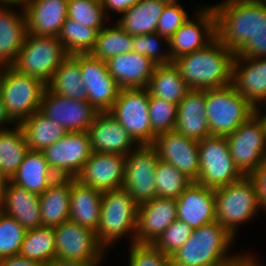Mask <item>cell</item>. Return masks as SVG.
<instances>
[{
    "mask_svg": "<svg viewBox=\"0 0 266 266\" xmlns=\"http://www.w3.org/2000/svg\"><path fill=\"white\" fill-rule=\"evenodd\" d=\"M37 262L20 255L4 257L0 259V266H35Z\"/></svg>",
    "mask_w": 266,
    "mask_h": 266,
    "instance_id": "cell-51",
    "label": "cell"
},
{
    "mask_svg": "<svg viewBox=\"0 0 266 266\" xmlns=\"http://www.w3.org/2000/svg\"><path fill=\"white\" fill-rule=\"evenodd\" d=\"M67 56L58 37L28 33L12 67L19 73L36 77L48 84Z\"/></svg>",
    "mask_w": 266,
    "mask_h": 266,
    "instance_id": "cell-8",
    "label": "cell"
},
{
    "mask_svg": "<svg viewBox=\"0 0 266 266\" xmlns=\"http://www.w3.org/2000/svg\"><path fill=\"white\" fill-rule=\"evenodd\" d=\"M41 152L57 177L76 178L92 153L89 134L68 132Z\"/></svg>",
    "mask_w": 266,
    "mask_h": 266,
    "instance_id": "cell-13",
    "label": "cell"
},
{
    "mask_svg": "<svg viewBox=\"0 0 266 266\" xmlns=\"http://www.w3.org/2000/svg\"><path fill=\"white\" fill-rule=\"evenodd\" d=\"M47 88L60 96L88 102V94L82 81L79 54L68 55L56 69Z\"/></svg>",
    "mask_w": 266,
    "mask_h": 266,
    "instance_id": "cell-33",
    "label": "cell"
},
{
    "mask_svg": "<svg viewBox=\"0 0 266 266\" xmlns=\"http://www.w3.org/2000/svg\"><path fill=\"white\" fill-rule=\"evenodd\" d=\"M82 81L88 94V102L99 112H109L118 96L120 87L109 74L106 61L91 53L79 54Z\"/></svg>",
    "mask_w": 266,
    "mask_h": 266,
    "instance_id": "cell-17",
    "label": "cell"
},
{
    "mask_svg": "<svg viewBox=\"0 0 266 266\" xmlns=\"http://www.w3.org/2000/svg\"><path fill=\"white\" fill-rule=\"evenodd\" d=\"M53 227L40 226L27 230L19 255L37 263H50L55 258Z\"/></svg>",
    "mask_w": 266,
    "mask_h": 266,
    "instance_id": "cell-37",
    "label": "cell"
},
{
    "mask_svg": "<svg viewBox=\"0 0 266 266\" xmlns=\"http://www.w3.org/2000/svg\"><path fill=\"white\" fill-rule=\"evenodd\" d=\"M104 9L105 15L108 17L109 11L123 14L131 8L138 0H100ZM107 10V11H106Z\"/></svg>",
    "mask_w": 266,
    "mask_h": 266,
    "instance_id": "cell-50",
    "label": "cell"
},
{
    "mask_svg": "<svg viewBox=\"0 0 266 266\" xmlns=\"http://www.w3.org/2000/svg\"><path fill=\"white\" fill-rule=\"evenodd\" d=\"M225 266H261L259 261L255 260V258L251 255L242 253L235 261L227 264Z\"/></svg>",
    "mask_w": 266,
    "mask_h": 266,
    "instance_id": "cell-52",
    "label": "cell"
},
{
    "mask_svg": "<svg viewBox=\"0 0 266 266\" xmlns=\"http://www.w3.org/2000/svg\"><path fill=\"white\" fill-rule=\"evenodd\" d=\"M57 178L43 153L29 150L10 181L29 192L41 195Z\"/></svg>",
    "mask_w": 266,
    "mask_h": 266,
    "instance_id": "cell-31",
    "label": "cell"
},
{
    "mask_svg": "<svg viewBox=\"0 0 266 266\" xmlns=\"http://www.w3.org/2000/svg\"><path fill=\"white\" fill-rule=\"evenodd\" d=\"M11 6L0 3V67L15 63L28 34L23 6L22 12L12 10Z\"/></svg>",
    "mask_w": 266,
    "mask_h": 266,
    "instance_id": "cell-26",
    "label": "cell"
},
{
    "mask_svg": "<svg viewBox=\"0 0 266 266\" xmlns=\"http://www.w3.org/2000/svg\"><path fill=\"white\" fill-rule=\"evenodd\" d=\"M205 108V90L189 89L178 104L174 130L197 141L210 136Z\"/></svg>",
    "mask_w": 266,
    "mask_h": 266,
    "instance_id": "cell-27",
    "label": "cell"
},
{
    "mask_svg": "<svg viewBox=\"0 0 266 266\" xmlns=\"http://www.w3.org/2000/svg\"><path fill=\"white\" fill-rule=\"evenodd\" d=\"M106 64L120 89L147 88L156 66L148 57L133 51L113 56Z\"/></svg>",
    "mask_w": 266,
    "mask_h": 266,
    "instance_id": "cell-25",
    "label": "cell"
},
{
    "mask_svg": "<svg viewBox=\"0 0 266 266\" xmlns=\"http://www.w3.org/2000/svg\"><path fill=\"white\" fill-rule=\"evenodd\" d=\"M152 146L161 161L173 165L192 181L200 171L198 141L173 130L155 137Z\"/></svg>",
    "mask_w": 266,
    "mask_h": 266,
    "instance_id": "cell-18",
    "label": "cell"
},
{
    "mask_svg": "<svg viewBox=\"0 0 266 266\" xmlns=\"http://www.w3.org/2000/svg\"><path fill=\"white\" fill-rule=\"evenodd\" d=\"M233 236L218 221L195 228L188 240L171 256L172 266H225L241 254H228ZM232 244V245H231Z\"/></svg>",
    "mask_w": 266,
    "mask_h": 266,
    "instance_id": "cell-3",
    "label": "cell"
},
{
    "mask_svg": "<svg viewBox=\"0 0 266 266\" xmlns=\"http://www.w3.org/2000/svg\"><path fill=\"white\" fill-rule=\"evenodd\" d=\"M203 8V9H202ZM200 7L169 39L173 59L192 53L210 44L216 37V14L212 6ZM200 9V10H199Z\"/></svg>",
    "mask_w": 266,
    "mask_h": 266,
    "instance_id": "cell-15",
    "label": "cell"
},
{
    "mask_svg": "<svg viewBox=\"0 0 266 266\" xmlns=\"http://www.w3.org/2000/svg\"><path fill=\"white\" fill-rule=\"evenodd\" d=\"M128 266H172L170 256L153 244L131 243Z\"/></svg>",
    "mask_w": 266,
    "mask_h": 266,
    "instance_id": "cell-46",
    "label": "cell"
},
{
    "mask_svg": "<svg viewBox=\"0 0 266 266\" xmlns=\"http://www.w3.org/2000/svg\"><path fill=\"white\" fill-rule=\"evenodd\" d=\"M261 106L256 107L254 110V114L260 119L263 128H264V132H265V136H266V113H260L261 112ZM263 114V115H262Z\"/></svg>",
    "mask_w": 266,
    "mask_h": 266,
    "instance_id": "cell-56",
    "label": "cell"
},
{
    "mask_svg": "<svg viewBox=\"0 0 266 266\" xmlns=\"http://www.w3.org/2000/svg\"><path fill=\"white\" fill-rule=\"evenodd\" d=\"M206 117L210 134L227 136L254 115L255 107L232 84L205 90Z\"/></svg>",
    "mask_w": 266,
    "mask_h": 266,
    "instance_id": "cell-7",
    "label": "cell"
},
{
    "mask_svg": "<svg viewBox=\"0 0 266 266\" xmlns=\"http://www.w3.org/2000/svg\"><path fill=\"white\" fill-rule=\"evenodd\" d=\"M188 17L186 10L181 5L166 4L157 23L156 32L170 39Z\"/></svg>",
    "mask_w": 266,
    "mask_h": 266,
    "instance_id": "cell-47",
    "label": "cell"
},
{
    "mask_svg": "<svg viewBox=\"0 0 266 266\" xmlns=\"http://www.w3.org/2000/svg\"><path fill=\"white\" fill-rule=\"evenodd\" d=\"M98 33L96 28L67 17L58 38L67 55L86 54L94 49Z\"/></svg>",
    "mask_w": 266,
    "mask_h": 266,
    "instance_id": "cell-38",
    "label": "cell"
},
{
    "mask_svg": "<svg viewBox=\"0 0 266 266\" xmlns=\"http://www.w3.org/2000/svg\"><path fill=\"white\" fill-rule=\"evenodd\" d=\"M35 266H50L49 263H37Z\"/></svg>",
    "mask_w": 266,
    "mask_h": 266,
    "instance_id": "cell-59",
    "label": "cell"
},
{
    "mask_svg": "<svg viewBox=\"0 0 266 266\" xmlns=\"http://www.w3.org/2000/svg\"><path fill=\"white\" fill-rule=\"evenodd\" d=\"M68 0H30L23 5L28 33L58 37L67 16Z\"/></svg>",
    "mask_w": 266,
    "mask_h": 266,
    "instance_id": "cell-24",
    "label": "cell"
},
{
    "mask_svg": "<svg viewBox=\"0 0 266 266\" xmlns=\"http://www.w3.org/2000/svg\"><path fill=\"white\" fill-rule=\"evenodd\" d=\"M55 258L83 263H101L107 251L95 232L70 220L54 227Z\"/></svg>",
    "mask_w": 266,
    "mask_h": 266,
    "instance_id": "cell-12",
    "label": "cell"
},
{
    "mask_svg": "<svg viewBox=\"0 0 266 266\" xmlns=\"http://www.w3.org/2000/svg\"><path fill=\"white\" fill-rule=\"evenodd\" d=\"M214 193L216 219L235 237L238 225L252 220L261 209L257 189L250 176L216 188Z\"/></svg>",
    "mask_w": 266,
    "mask_h": 266,
    "instance_id": "cell-6",
    "label": "cell"
},
{
    "mask_svg": "<svg viewBox=\"0 0 266 266\" xmlns=\"http://www.w3.org/2000/svg\"><path fill=\"white\" fill-rule=\"evenodd\" d=\"M0 131V169L11 179L29 151L25 134L19 124Z\"/></svg>",
    "mask_w": 266,
    "mask_h": 266,
    "instance_id": "cell-36",
    "label": "cell"
},
{
    "mask_svg": "<svg viewBox=\"0 0 266 266\" xmlns=\"http://www.w3.org/2000/svg\"><path fill=\"white\" fill-rule=\"evenodd\" d=\"M76 179L101 192L123 187L125 155L92 152Z\"/></svg>",
    "mask_w": 266,
    "mask_h": 266,
    "instance_id": "cell-19",
    "label": "cell"
},
{
    "mask_svg": "<svg viewBox=\"0 0 266 266\" xmlns=\"http://www.w3.org/2000/svg\"><path fill=\"white\" fill-rule=\"evenodd\" d=\"M7 123L10 124V126H13V122L10 120V118L7 116V113L4 108V104L2 102L1 96H0V131L8 129L10 127H3ZM4 124V125H3Z\"/></svg>",
    "mask_w": 266,
    "mask_h": 266,
    "instance_id": "cell-54",
    "label": "cell"
},
{
    "mask_svg": "<svg viewBox=\"0 0 266 266\" xmlns=\"http://www.w3.org/2000/svg\"><path fill=\"white\" fill-rule=\"evenodd\" d=\"M165 6L161 0H138L117 22L132 36L155 33Z\"/></svg>",
    "mask_w": 266,
    "mask_h": 266,
    "instance_id": "cell-32",
    "label": "cell"
},
{
    "mask_svg": "<svg viewBox=\"0 0 266 266\" xmlns=\"http://www.w3.org/2000/svg\"><path fill=\"white\" fill-rule=\"evenodd\" d=\"M147 89L150 96L159 97L176 105L183 100L189 90L174 63L156 65Z\"/></svg>",
    "mask_w": 266,
    "mask_h": 266,
    "instance_id": "cell-34",
    "label": "cell"
},
{
    "mask_svg": "<svg viewBox=\"0 0 266 266\" xmlns=\"http://www.w3.org/2000/svg\"><path fill=\"white\" fill-rule=\"evenodd\" d=\"M9 181L10 179L0 169V200L2 199L3 192L5 191Z\"/></svg>",
    "mask_w": 266,
    "mask_h": 266,
    "instance_id": "cell-55",
    "label": "cell"
},
{
    "mask_svg": "<svg viewBox=\"0 0 266 266\" xmlns=\"http://www.w3.org/2000/svg\"><path fill=\"white\" fill-rule=\"evenodd\" d=\"M101 191L71 178L69 220L96 233L100 220Z\"/></svg>",
    "mask_w": 266,
    "mask_h": 266,
    "instance_id": "cell-29",
    "label": "cell"
},
{
    "mask_svg": "<svg viewBox=\"0 0 266 266\" xmlns=\"http://www.w3.org/2000/svg\"><path fill=\"white\" fill-rule=\"evenodd\" d=\"M71 178L58 177L39 195L42 226L56 227L69 220Z\"/></svg>",
    "mask_w": 266,
    "mask_h": 266,
    "instance_id": "cell-30",
    "label": "cell"
},
{
    "mask_svg": "<svg viewBox=\"0 0 266 266\" xmlns=\"http://www.w3.org/2000/svg\"><path fill=\"white\" fill-rule=\"evenodd\" d=\"M67 16L98 31L107 26V18L110 20L105 15L100 0H68Z\"/></svg>",
    "mask_w": 266,
    "mask_h": 266,
    "instance_id": "cell-41",
    "label": "cell"
},
{
    "mask_svg": "<svg viewBox=\"0 0 266 266\" xmlns=\"http://www.w3.org/2000/svg\"><path fill=\"white\" fill-rule=\"evenodd\" d=\"M139 204L124 187L102 193L100 220L96 231L99 243L108 251L114 242L128 236L135 241Z\"/></svg>",
    "mask_w": 266,
    "mask_h": 266,
    "instance_id": "cell-4",
    "label": "cell"
},
{
    "mask_svg": "<svg viewBox=\"0 0 266 266\" xmlns=\"http://www.w3.org/2000/svg\"><path fill=\"white\" fill-rule=\"evenodd\" d=\"M212 7L217 38L234 54L266 25V6L259 0H223Z\"/></svg>",
    "mask_w": 266,
    "mask_h": 266,
    "instance_id": "cell-2",
    "label": "cell"
},
{
    "mask_svg": "<svg viewBox=\"0 0 266 266\" xmlns=\"http://www.w3.org/2000/svg\"><path fill=\"white\" fill-rule=\"evenodd\" d=\"M177 219L193 229L217 221L214 189L193 181L176 199Z\"/></svg>",
    "mask_w": 266,
    "mask_h": 266,
    "instance_id": "cell-22",
    "label": "cell"
},
{
    "mask_svg": "<svg viewBox=\"0 0 266 266\" xmlns=\"http://www.w3.org/2000/svg\"><path fill=\"white\" fill-rule=\"evenodd\" d=\"M46 88L42 80L19 73L12 66L0 68V96L14 124H20L40 109Z\"/></svg>",
    "mask_w": 266,
    "mask_h": 266,
    "instance_id": "cell-5",
    "label": "cell"
},
{
    "mask_svg": "<svg viewBox=\"0 0 266 266\" xmlns=\"http://www.w3.org/2000/svg\"><path fill=\"white\" fill-rule=\"evenodd\" d=\"M266 6V0H259Z\"/></svg>",
    "mask_w": 266,
    "mask_h": 266,
    "instance_id": "cell-60",
    "label": "cell"
},
{
    "mask_svg": "<svg viewBox=\"0 0 266 266\" xmlns=\"http://www.w3.org/2000/svg\"><path fill=\"white\" fill-rule=\"evenodd\" d=\"M26 232L16 219L0 211V259L19 255Z\"/></svg>",
    "mask_w": 266,
    "mask_h": 266,
    "instance_id": "cell-43",
    "label": "cell"
},
{
    "mask_svg": "<svg viewBox=\"0 0 266 266\" xmlns=\"http://www.w3.org/2000/svg\"><path fill=\"white\" fill-rule=\"evenodd\" d=\"M19 125L31 151H42L68 133L61 125L43 115L39 110Z\"/></svg>",
    "mask_w": 266,
    "mask_h": 266,
    "instance_id": "cell-35",
    "label": "cell"
},
{
    "mask_svg": "<svg viewBox=\"0 0 266 266\" xmlns=\"http://www.w3.org/2000/svg\"><path fill=\"white\" fill-rule=\"evenodd\" d=\"M100 263H83L78 261H71L65 259L54 258L49 265L50 266H98Z\"/></svg>",
    "mask_w": 266,
    "mask_h": 266,
    "instance_id": "cell-53",
    "label": "cell"
},
{
    "mask_svg": "<svg viewBox=\"0 0 266 266\" xmlns=\"http://www.w3.org/2000/svg\"><path fill=\"white\" fill-rule=\"evenodd\" d=\"M133 48V36L127 33L116 21L111 27L105 26L97 36V41L91 54L103 61L109 58L131 52Z\"/></svg>",
    "mask_w": 266,
    "mask_h": 266,
    "instance_id": "cell-39",
    "label": "cell"
},
{
    "mask_svg": "<svg viewBox=\"0 0 266 266\" xmlns=\"http://www.w3.org/2000/svg\"><path fill=\"white\" fill-rule=\"evenodd\" d=\"M178 105L159 97L149 98V117L152 128V144L155 137L173 131L177 121Z\"/></svg>",
    "mask_w": 266,
    "mask_h": 266,
    "instance_id": "cell-42",
    "label": "cell"
},
{
    "mask_svg": "<svg viewBox=\"0 0 266 266\" xmlns=\"http://www.w3.org/2000/svg\"><path fill=\"white\" fill-rule=\"evenodd\" d=\"M250 177L255 183L261 209L266 211V159Z\"/></svg>",
    "mask_w": 266,
    "mask_h": 266,
    "instance_id": "cell-49",
    "label": "cell"
},
{
    "mask_svg": "<svg viewBox=\"0 0 266 266\" xmlns=\"http://www.w3.org/2000/svg\"><path fill=\"white\" fill-rule=\"evenodd\" d=\"M232 85L255 108L266 101V57L245 58L234 56Z\"/></svg>",
    "mask_w": 266,
    "mask_h": 266,
    "instance_id": "cell-23",
    "label": "cell"
},
{
    "mask_svg": "<svg viewBox=\"0 0 266 266\" xmlns=\"http://www.w3.org/2000/svg\"><path fill=\"white\" fill-rule=\"evenodd\" d=\"M149 98L147 88L120 89L109 111L138 145H152Z\"/></svg>",
    "mask_w": 266,
    "mask_h": 266,
    "instance_id": "cell-10",
    "label": "cell"
},
{
    "mask_svg": "<svg viewBox=\"0 0 266 266\" xmlns=\"http://www.w3.org/2000/svg\"><path fill=\"white\" fill-rule=\"evenodd\" d=\"M39 111L67 132H87L99 113L89 102L69 99L46 88Z\"/></svg>",
    "mask_w": 266,
    "mask_h": 266,
    "instance_id": "cell-16",
    "label": "cell"
},
{
    "mask_svg": "<svg viewBox=\"0 0 266 266\" xmlns=\"http://www.w3.org/2000/svg\"><path fill=\"white\" fill-rule=\"evenodd\" d=\"M235 54L216 37L206 47L174 60L189 89L208 90L232 84Z\"/></svg>",
    "mask_w": 266,
    "mask_h": 266,
    "instance_id": "cell-1",
    "label": "cell"
},
{
    "mask_svg": "<svg viewBox=\"0 0 266 266\" xmlns=\"http://www.w3.org/2000/svg\"><path fill=\"white\" fill-rule=\"evenodd\" d=\"M174 198L155 197L138 206L137 228L134 243L153 244L177 219Z\"/></svg>",
    "mask_w": 266,
    "mask_h": 266,
    "instance_id": "cell-20",
    "label": "cell"
},
{
    "mask_svg": "<svg viewBox=\"0 0 266 266\" xmlns=\"http://www.w3.org/2000/svg\"><path fill=\"white\" fill-rule=\"evenodd\" d=\"M161 40L163 43H166V49L163 51L164 54H162V50L160 49L161 45L159 44V41L161 42ZM168 49L169 39L161 36L157 32L133 36L132 51L148 57L155 65H168L174 63Z\"/></svg>",
    "mask_w": 266,
    "mask_h": 266,
    "instance_id": "cell-44",
    "label": "cell"
},
{
    "mask_svg": "<svg viewBox=\"0 0 266 266\" xmlns=\"http://www.w3.org/2000/svg\"><path fill=\"white\" fill-rule=\"evenodd\" d=\"M158 161V153L152 145H138L125 156L123 187L138 204L157 197L154 174Z\"/></svg>",
    "mask_w": 266,
    "mask_h": 266,
    "instance_id": "cell-14",
    "label": "cell"
},
{
    "mask_svg": "<svg viewBox=\"0 0 266 266\" xmlns=\"http://www.w3.org/2000/svg\"><path fill=\"white\" fill-rule=\"evenodd\" d=\"M200 171L196 182L216 189L240 180L243 175L232 159L226 136L210 135L198 141Z\"/></svg>",
    "mask_w": 266,
    "mask_h": 266,
    "instance_id": "cell-9",
    "label": "cell"
},
{
    "mask_svg": "<svg viewBox=\"0 0 266 266\" xmlns=\"http://www.w3.org/2000/svg\"><path fill=\"white\" fill-rule=\"evenodd\" d=\"M162 2H165L166 4H179L178 0H161Z\"/></svg>",
    "mask_w": 266,
    "mask_h": 266,
    "instance_id": "cell-58",
    "label": "cell"
},
{
    "mask_svg": "<svg viewBox=\"0 0 266 266\" xmlns=\"http://www.w3.org/2000/svg\"><path fill=\"white\" fill-rule=\"evenodd\" d=\"M193 230L186 222L176 219L155 240L153 245L159 251L171 256L188 240Z\"/></svg>",
    "mask_w": 266,
    "mask_h": 266,
    "instance_id": "cell-45",
    "label": "cell"
},
{
    "mask_svg": "<svg viewBox=\"0 0 266 266\" xmlns=\"http://www.w3.org/2000/svg\"><path fill=\"white\" fill-rule=\"evenodd\" d=\"M226 140L234 164L243 176H251L266 159V136L255 114L227 135Z\"/></svg>",
    "mask_w": 266,
    "mask_h": 266,
    "instance_id": "cell-11",
    "label": "cell"
},
{
    "mask_svg": "<svg viewBox=\"0 0 266 266\" xmlns=\"http://www.w3.org/2000/svg\"><path fill=\"white\" fill-rule=\"evenodd\" d=\"M0 211L16 219L26 230L42 226L39 195L11 181L0 200Z\"/></svg>",
    "mask_w": 266,
    "mask_h": 266,
    "instance_id": "cell-28",
    "label": "cell"
},
{
    "mask_svg": "<svg viewBox=\"0 0 266 266\" xmlns=\"http://www.w3.org/2000/svg\"><path fill=\"white\" fill-rule=\"evenodd\" d=\"M87 132L92 152L126 156L138 146L109 112L98 113Z\"/></svg>",
    "mask_w": 266,
    "mask_h": 266,
    "instance_id": "cell-21",
    "label": "cell"
},
{
    "mask_svg": "<svg viewBox=\"0 0 266 266\" xmlns=\"http://www.w3.org/2000/svg\"><path fill=\"white\" fill-rule=\"evenodd\" d=\"M28 1L30 0H0V3H3V4H12L13 7L15 6H23L25 3H27Z\"/></svg>",
    "mask_w": 266,
    "mask_h": 266,
    "instance_id": "cell-57",
    "label": "cell"
},
{
    "mask_svg": "<svg viewBox=\"0 0 266 266\" xmlns=\"http://www.w3.org/2000/svg\"><path fill=\"white\" fill-rule=\"evenodd\" d=\"M154 175L157 197L177 199L193 182L173 165L160 159Z\"/></svg>",
    "mask_w": 266,
    "mask_h": 266,
    "instance_id": "cell-40",
    "label": "cell"
},
{
    "mask_svg": "<svg viewBox=\"0 0 266 266\" xmlns=\"http://www.w3.org/2000/svg\"><path fill=\"white\" fill-rule=\"evenodd\" d=\"M235 55L245 58L266 57V25L256 33Z\"/></svg>",
    "mask_w": 266,
    "mask_h": 266,
    "instance_id": "cell-48",
    "label": "cell"
}]
</instances>
